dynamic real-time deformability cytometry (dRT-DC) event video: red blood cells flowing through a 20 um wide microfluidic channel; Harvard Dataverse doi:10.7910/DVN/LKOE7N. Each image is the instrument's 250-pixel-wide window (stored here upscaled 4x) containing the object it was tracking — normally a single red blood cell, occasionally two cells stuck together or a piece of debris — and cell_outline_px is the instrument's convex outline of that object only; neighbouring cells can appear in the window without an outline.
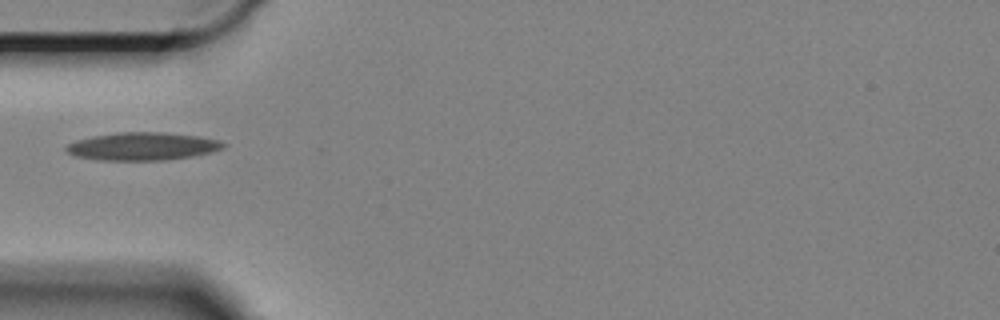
{"species": "Egyptian fruit bat (a non-hibernating species)", "species_latin": "Rousettus aegyptiacus", "temperature_condition": "cold", "stored_images_in_passage": 25, "camera_frame_rate_fps": 3000, "um_per_image_px": 0.085, "animal": {"sex": "female"}, "frame": {"image": 1, "passage_image": 1, "time_ms": 0.0, "image_size_px": [1000, 320], "cell_outline_px": [[224, 148], [192, 156], [164, 160], [96, 160], [76, 156], [68, 152], [64, 148], [68, 144], [76, 140], [92, 136], [120, 132], [164, 132], [200, 136], [220, 140], [224, 144]], "centroid_in_image_um": [12.09, 12.43], "position_along_channel_um": 72.9, "area_um2": 25.43}}
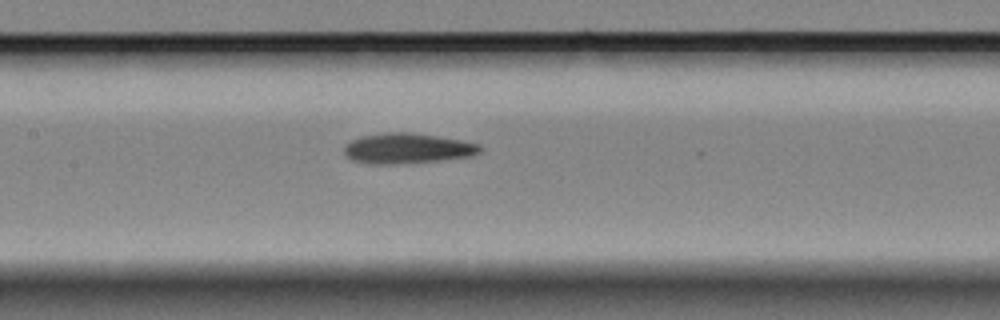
{"frame": {"image": 2, "passage_image": 10, "time_ms": 3.0, "image_size_px": [1000, 320], "cell_outline_px": [[484, 148], [480, 152], [472, 156], [440, 160], [396, 164], [372, 164], [352, 160], [344, 152], [344, 148], [352, 140], [364, 136], [388, 132], [404, 132], [460, 140], [480, 144]], "centroid_in_image_um": [34.66, 12.63], "position_along_channel_um": 172.7, "area_um2": 23.58}}
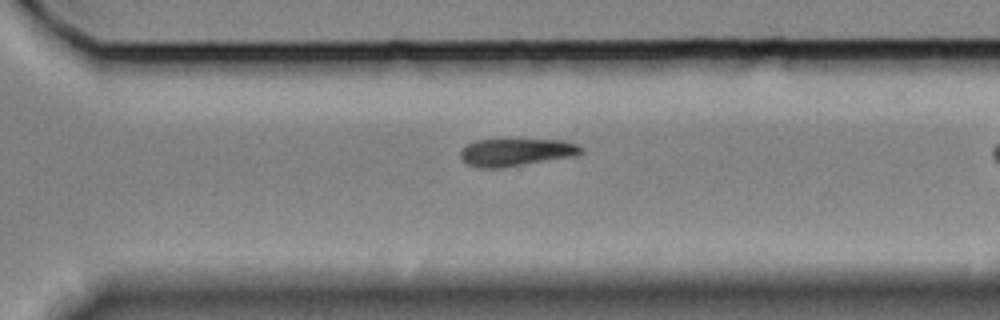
{"frame": {"image": 3, "passage_image": 20, "time_ms": 6.333, "image_size_px": [1000, 320], "cell_outline_px": [[584, 152], [576, 156], [500, 168], [476, 168], [468, 164], [460, 156], [460, 152], [468, 144], [476, 140], [564, 140], [576, 144], [584, 148]], "centroid_in_image_um": [43.91, 12.95], "position_along_channel_um": 326.7, "area_um2": 19.31}}